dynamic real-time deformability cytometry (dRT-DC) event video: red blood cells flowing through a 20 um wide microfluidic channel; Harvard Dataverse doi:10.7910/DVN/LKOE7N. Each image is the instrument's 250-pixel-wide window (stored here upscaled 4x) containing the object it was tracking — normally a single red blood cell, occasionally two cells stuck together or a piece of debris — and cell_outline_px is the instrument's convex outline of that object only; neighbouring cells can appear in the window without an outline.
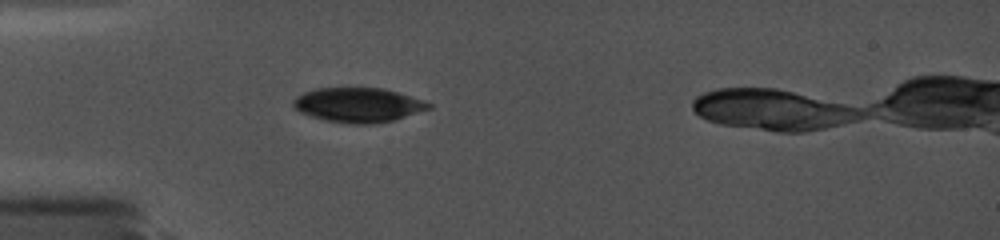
{"species": "common noctule bat (a hibernating species)", "species_latin": "Nyctalus noctula", "temperature_condition": "cold", "stored_images_in_passage": 38, "camera_frame_rate_fps": 5000, "um_per_image_px": 0.085, "animal": {"sex": "female", "body_mass_g": 19.0, "forearm_length_mm": 56.7}, "frame": {"image": 1, "passage_image": 17, "time_ms": 3.0, "image_size_px": [1000, 240], "cell_outline_px": [[432, 108], [392, 120], [376, 124], [352, 124], [324, 120], [300, 112], [292, 104], [292, 100], [296, 96], [304, 92], [316, 88], [384, 88], [424, 100], [432, 104]], "centroid_in_image_um": [30.45, 8.92], "position_along_channel_um": 54.6, "area_um2": 27.22}}
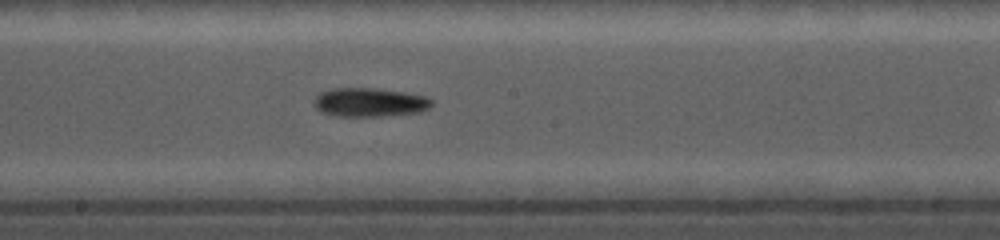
{"frame": {"image": 2, "passage_image": 24, "time_ms": 6.0, "image_size_px": [1000, 240], "cell_outline_px": [[432, 104], [428, 108], [420, 112], [380, 116], [336, 116], [320, 112], [312, 104], [316, 96], [320, 92], [336, 88], [376, 88], [404, 92], [428, 96], [432, 100]], "centroid_in_image_um": [31.4, 8.69], "position_along_channel_um": 216.8, "area_um2": 19.88}}
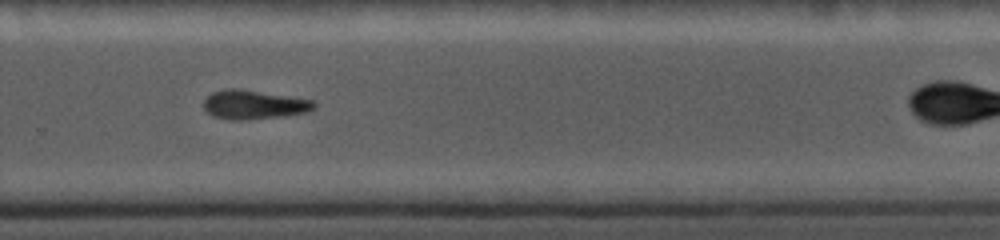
{"frame": {"image": 3, "passage_image": 32, "time_ms": 8.4, "image_size_px": [1000, 240], "cell_outline_px": [[316, 108], [308, 112], [284, 116], [248, 120], [232, 120], [212, 116], [204, 108], [204, 100], [212, 92], [228, 88], [236, 88], [312, 100], [316, 104]], "centroid_in_image_um": [21.58, 8.91], "position_along_channel_um": 308.2, "area_um2": 18.61}}